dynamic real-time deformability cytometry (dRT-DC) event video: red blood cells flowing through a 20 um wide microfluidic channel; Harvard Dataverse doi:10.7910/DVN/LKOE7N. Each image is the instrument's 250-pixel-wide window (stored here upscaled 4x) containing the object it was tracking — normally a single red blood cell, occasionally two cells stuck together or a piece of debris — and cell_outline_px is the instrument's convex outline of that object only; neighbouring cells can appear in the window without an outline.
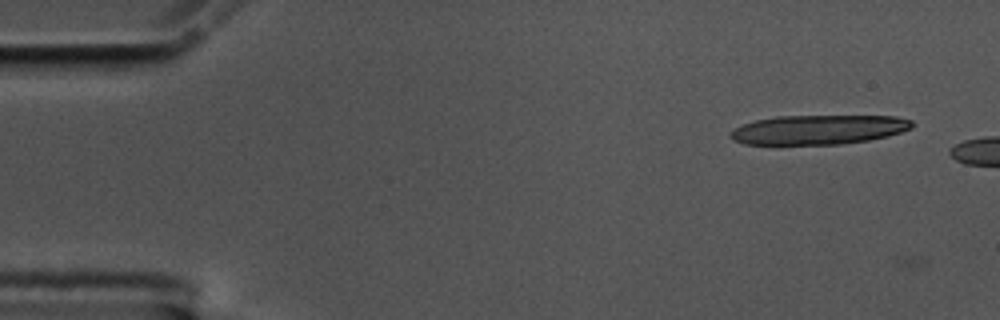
{"species": "common noctule bat (a hibernating species)", "species_latin": "Nyctalus noctula", "temperature_condition": "cold", "stored_images_in_passage": 5, "camera_frame_rate_fps": 3000, "um_per_image_px": 0.085, "animal": {"sex": "male", "body_mass_g": 17.5, "forearm_length_mm": 52.3}, "frame": {"image": 1, "passage_image": 1, "time_ms": 0.0, "image_size_px": [1000, 320], "cell_outline_px": [[912, 128], [888, 136], [868, 140], [840, 144], [744, 144], [732, 140], [728, 136], [728, 132], [732, 128], [756, 120], [776, 116], [896, 116], [912, 120]], "centroid_in_image_um": [69.52, 11.02], "position_along_channel_um": 15.5, "area_um2": 31.21}}